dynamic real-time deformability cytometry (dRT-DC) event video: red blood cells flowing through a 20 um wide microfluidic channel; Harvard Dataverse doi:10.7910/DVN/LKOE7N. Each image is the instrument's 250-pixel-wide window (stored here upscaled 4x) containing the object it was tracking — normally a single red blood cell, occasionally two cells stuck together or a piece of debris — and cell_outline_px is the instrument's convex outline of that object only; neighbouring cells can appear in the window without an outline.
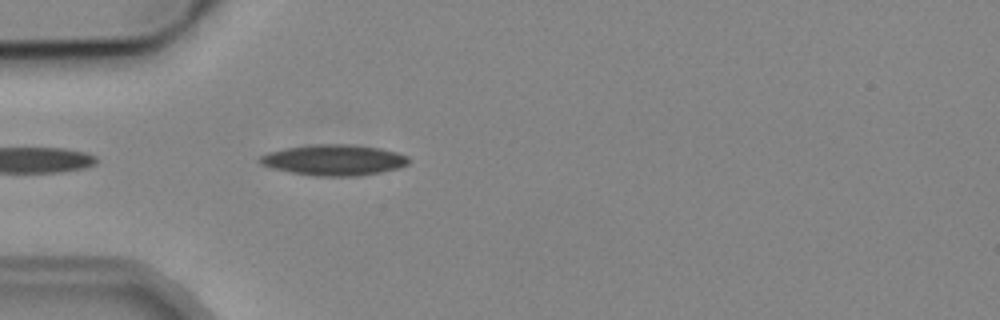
{"species": "common noctule bat (a hibernating species)", "species_latin": "Nyctalus noctula", "temperature_condition": "cold", "stored_images_in_passage": 2, "camera_frame_rate_fps": 3000, "um_per_image_px": 0.085, "animal": {"sex": "male", "body_mass_g": 19.2, "forearm_length_mm": 51.8}, "frame": {"image": 1, "passage_image": 2, "time_ms": 1.0, "image_size_px": [1000, 320], "cell_outline_px": [[408, 164], [400, 168], [380, 172], [356, 176], [316, 176], [292, 172], [272, 168], [260, 164], [260, 156], [268, 152], [284, 148], [312, 144], [348, 144], [380, 148], [396, 152], [408, 156]], "centroid_in_image_um": [28.38, 13.59], "position_along_channel_um": 56.6, "area_um2": 26.65}}